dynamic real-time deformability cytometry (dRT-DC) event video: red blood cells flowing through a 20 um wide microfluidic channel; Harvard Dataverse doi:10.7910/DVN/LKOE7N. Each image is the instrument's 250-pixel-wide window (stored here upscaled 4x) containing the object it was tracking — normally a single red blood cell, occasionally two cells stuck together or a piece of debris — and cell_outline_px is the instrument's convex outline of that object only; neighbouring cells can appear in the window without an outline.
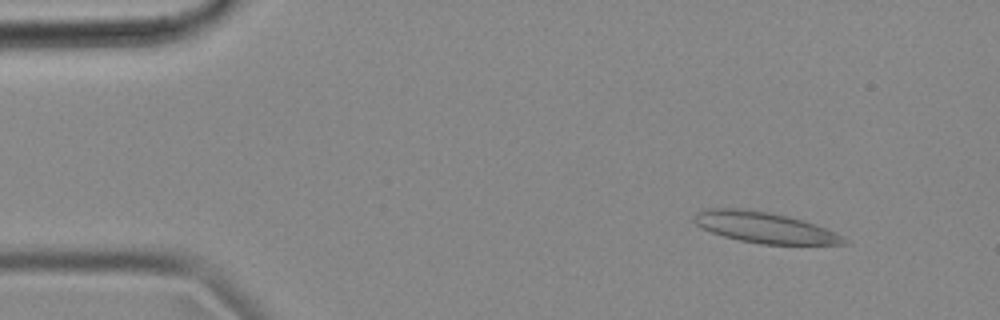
{"species": "common noctule bat (a hibernating species)", "species_latin": "Nyctalus noctula", "temperature_condition": "cold", "stored_images_in_passage": 55, "camera_frame_rate_fps": 3000, "um_per_image_px": 0.085, "animal": {"sex": "female", "body_mass_g": 18.4}, "frame": {"image": 1, "passage_image": 6, "time_ms": 1.667, "image_size_px": [1000, 320], "cell_outline_px": [[848, 244], [760, 244], [740, 240], [724, 236], [700, 228], [692, 220], [692, 216], [700, 208], [744, 208], [768, 212], [788, 216], [804, 220], [836, 232], [848, 240]], "centroid_in_image_um": [64.93, 19.32], "position_along_channel_um": 20.1, "area_um2": 27.17}}
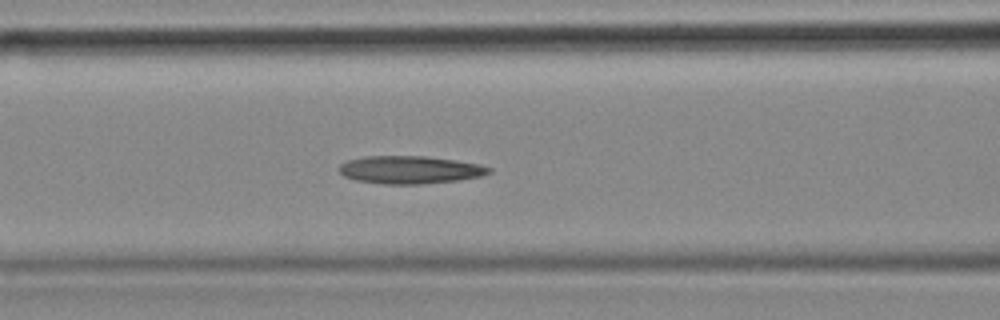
{"frame": {"image": 2, "passage_image": 22, "time_ms": 7.0, "image_size_px": [1000, 320], "cell_outline_px": [[492, 172], [480, 176], [460, 180], [420, 184], [384, 184], [356, 180], [344, 176], [340, 172], [340, 164], [348, 160], [364, 156], [424, 156], [456, 160], [480, 164], [492, 168]], "centroid_in_image_um": [34.87, 14.43], "position_along_channel_um": 131.7, "area_um2": 24.28}}
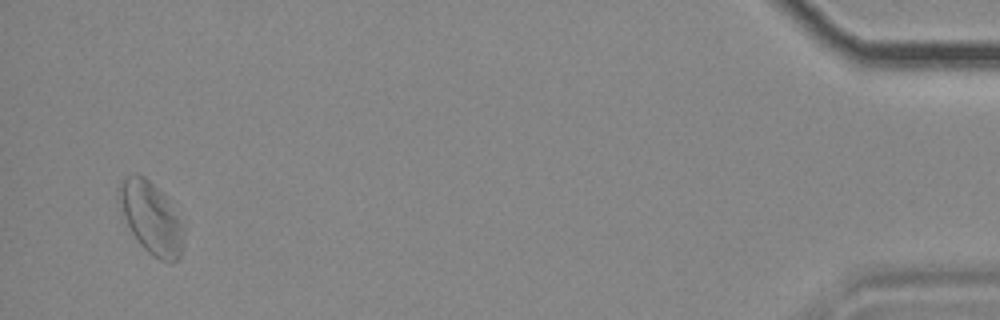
{"frame": {"image": 3, "passage_image": 53, "time_ms": 17.333, "image_size_px": [1000, 320], "cell_outline_px": [[188, 224], [184, 248], [180, 256], [172, 264], [168, 264], [152, 256], [140, 244], [132, 232], [116, 200], [116, 188], [120, 180], [128, 176], [144, 176], [168, 196]], "centroid_in_image_um": [12.95, 18.54], "position_along_channel_um": 422.3, "area_um2": 28.67}}